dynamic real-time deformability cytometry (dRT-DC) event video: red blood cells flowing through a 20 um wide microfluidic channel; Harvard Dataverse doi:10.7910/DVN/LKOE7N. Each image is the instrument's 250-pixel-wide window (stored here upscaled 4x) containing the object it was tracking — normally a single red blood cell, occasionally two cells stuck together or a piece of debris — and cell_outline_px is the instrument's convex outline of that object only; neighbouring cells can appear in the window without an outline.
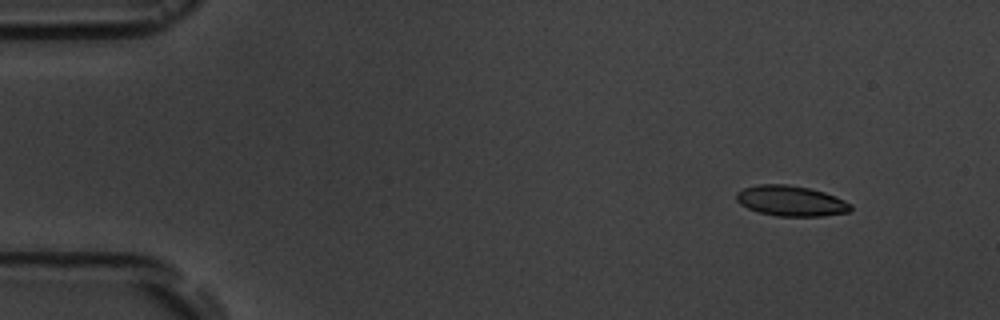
{"species": "common noctule bat (a hibernating species)", "species_latin": "Nyctalus noctula", "temperature_condition": "room temperature", "stored_images_in_passage": 4, "camera_frame_rate_fps": 3000, "um_per_image_px": 0.085, "animal": {"sex": "male", "body_mass_g": 19.5, "forearm_length_mm": 54.6}, "frame": {"image": 1, "passage_image": 1, "time_ms": 0.0, "image_size_px": [1000, 320], "cell_outline_px": [[852, 208], [848, 212], [824, 216], [776, 216], [760, 212], [748, 208], [740, 204], [736, 200], [736, 192], [744, 188], [760, 184], [788, 184], [808, 188], [824, 192], [836, 196], [852, 204]], "centroid_in_image_um": [67.24, 17.07], "position_along_channel_um": 17.8, "area_um2": 20.29}}